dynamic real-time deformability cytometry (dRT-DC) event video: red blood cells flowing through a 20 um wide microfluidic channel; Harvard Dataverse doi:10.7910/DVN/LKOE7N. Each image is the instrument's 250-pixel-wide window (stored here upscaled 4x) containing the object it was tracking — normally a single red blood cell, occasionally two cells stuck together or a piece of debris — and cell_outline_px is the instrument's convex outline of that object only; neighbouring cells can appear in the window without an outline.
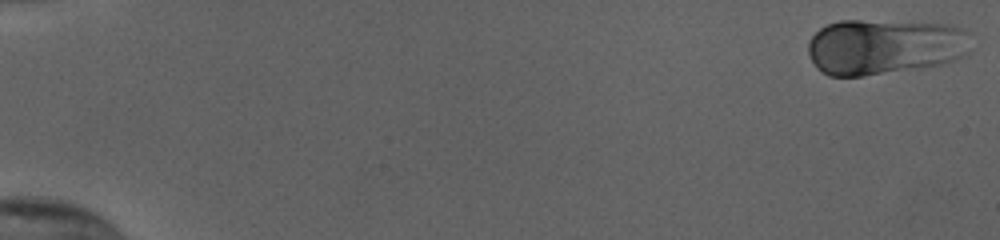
{"species": "human", "species_latin": "Homo sapiens", "temperature_condition": "cold", "stored_images_in_passage": 49, "camera_frame_rate_fps": 3000, "um_per_image_px": 0.085, "donor": {"sex": "female"}, "frame": {"image": 1, "passage_image": 1, "time_ms": 0.0, "image_size_px": [1000, 240], "cell_outline_px": [[968, 56], [956, 60], [924, 68], [864, 76], [828, 76], [812, 60], [808, 52], [808, 44], [812, 36], [820, 28], [828, 24], [840, 20], [860, 20], [952, 24], [964, 28], [968, 32]], "centroid_in_image_um": [75.23, 3.97], "position_along_channel_um": 9.8, "area_um2": 53.23}}
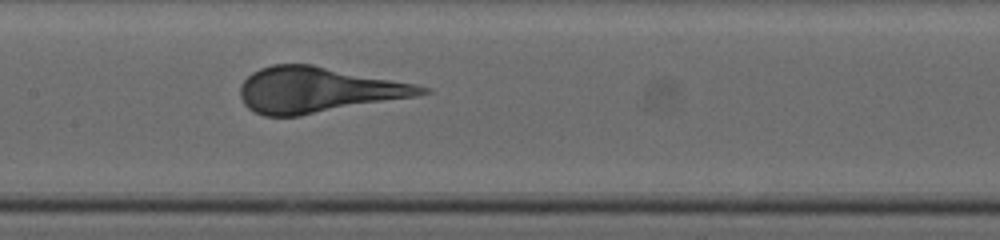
{"frame": {"image": 2, "passage_image": 28, "time_ms": 9.0, "image_size_px": [1000, 240], "cell_outline_px": [[432, 92], [416, 96], [300, 116], [264, 116], [248, 108], [244, 104], [240, 96], [240, 84], [252, 72], [260, 68], [272, 64], [312, 64], [416, 84], [432, 88]], "centroid_in_image_um": [27.01, 7.64], "position_along_channel_um": 180.4, "area_um2": 48.21}}
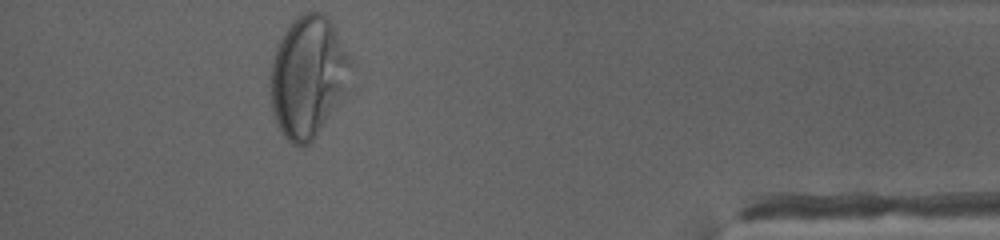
{"frame": {"image": 3, "passage_image": 49, "time_ms": 16.0, "image_size_px": [1000, 240], "cell_outline_px": [[352, 92], [316, 136], [308, 144], [300, 148], [292, 144], [284, 136], [276, 124], [272, 108], [268, 76], [276, 48], [288, 24], [300, 12], [324, 12], [328, 16], [352, 60]], "centroid_in_image_um": [26.24, 6.56], "position_along_channel_um": 409.0, "area_um2": 58.9}}